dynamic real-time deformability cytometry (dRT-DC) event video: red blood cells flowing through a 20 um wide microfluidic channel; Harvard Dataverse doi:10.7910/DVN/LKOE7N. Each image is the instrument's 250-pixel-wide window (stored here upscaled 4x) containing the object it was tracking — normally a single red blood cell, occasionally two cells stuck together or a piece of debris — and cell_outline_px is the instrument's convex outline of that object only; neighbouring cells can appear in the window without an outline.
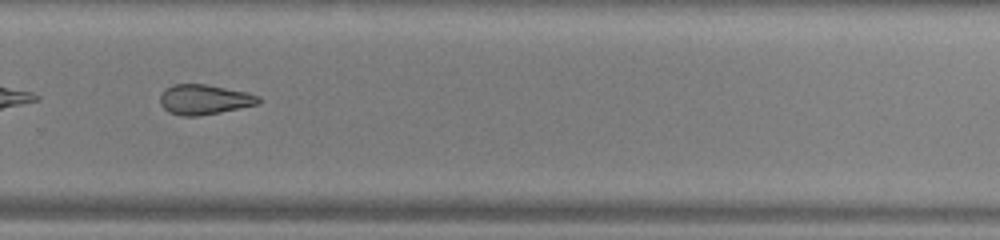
{"species": "common noctule bat (a hibernating species)", "species_latin": "Nyctalus noctula", "temperature_condition": "warm", "stored_images_in_passage": 36, "camera_frame_rate_fps": 3000, "um_per_image_px": 0.085, "animal": {"sex": "male", "body_mass_g": 13.0, "forearm_length_mm": 53.1}, "frame": {"image": 1, "passage_image": 21, "time_ms": 6.667, "image_size_px": [1000, 240], "cell_outline_px": [[260, 104], [220, 112], [196, 116], [180, 116], [168, 112], [160, 104], [160, 96], [172, 84], [208, 84], [248, 92], [260, 96]], "centroid_in_image_um": [17.39, 8.46], "position_along_channel_um": 312.4, "area_um2": 17.28}, "authors_computed_cell_mechanics": {"area_um2": 17.8602, "velocity_mm_per_s": 3.9654, "shape_relaxation_time_tau1_ms": null, "shape_relaxation_time_tau2_ms": 4.6802, "deformation_change_tau1": null, "deformation_change_tau2": 0.1266}}